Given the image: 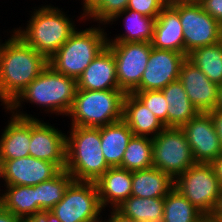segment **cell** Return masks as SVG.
I'll return each mask as SVG.
<instances>
[{"label": "cell", "instance_id": "obj_33", "mask_svg": "<svg viewBox=\"0 0 222 222\" xmlns=\"http://www.w3.org/2000/svg\"><path fill=\"white\" fill-rule=\"evenodd\" d=\"M129 0H104V2L89 16L101 24L108 23L118 13L127 9Z\"/></svg>", "mask_w": 222, "mask_h": 222}, {"label": "cell", "instance_id": "obj_29", "mask_svg": "<svg viewBox=\"0 0 222 222\" xmlns=\"http://www.w3.org/2000/svg\"><path fill=\"white\" fill-rule=\"evenodd\" d=\"M73 180V177L64 169L52 179L34 185L36 205L42 211H50L63 199L67 187Z\"/></svg>", "mask_w": 222, "mask_h": 222}, {"label": "cell", "instance_id": "obj_5", "mask_svg": "<svg viewBox=\"0 0 222 222\" xmlns=\"http://www.w3.org/2000/svg\"><path fill=\"white\" fill-rule=\"evenodd\" d=\"M126 93L120 89H77L72 106L66 116L72 126L100 128L123 119Z\"/></svg>", "mask_w": 222, "mask_h": 222}, {"label": "cell", "instance_id": "obj_19", "mask_svg": "<svg viewBox=\"0 0 222 222\" xmlns=\"http://www.w3.org/2000/svg\"><path fill=\"white\" fill-rule=\"evenodd\" d=\"M95 184L102 208L110 204L116 209L131 196L132 171L110 167Z\"/></svg>", "mask_w": 222, "mask_h": 222}, {"label": "cell", "instance_id": "obj_30", "mask_svg": "<svg viewBox=\"0 0 222 222\" xmlns=\"http://www.w3.org/2000/svg\"><path fill=\"white\" fill-rule=\"evenodd\" d=\"M153 167L152 138L132 136L129 140L120 168L129 171Z\"/></svg>", "mask_w": 222, "mask_h": 222}, {"label": "cell", "instance_id": "obj_45", "mask_svg": "<svg viewBox=\"0 0 222 222\" xmlns=\"http://www.w3.org/2000/svg\"><path fill=\"white\" fill-rule=\"evenodd\" d=\"M216 109L222 110V84L219 85L218 102Z\"/></svg>", "mask_w": 222, "mask_h": 222}, {"label": "cell", "instance_id": "obj_4", "mask_svg": "<svg viewBox=\"0 0 222 222\" xmlns=\"http://www.w3.org/2000/svg\"><path fill=\"white\" fill-rule=\"evenodd\" d=\"M78 89L77 79L56 72L48 65L6 108L17 110L22 101L45 106L47 112L67 115Z\"/></svg>", "mask_w": 222, "mask_h": 222}, {"label": "cell", "instance_id": "obj_18", "mask_svg": "<svg viewBox=\"0 0 222 222\" xmlns=\"http://www.w3.org/2000/svg\"><path fill=\"white\" fill-rule=\"evenodd\" d=\"M81 90L119 89L113 52L106 46L77 79Z\"/></svg>", "mask_w": 222, "mask_h": 222}, {"label": "cell", "instance_id": "obj_6", "mask_svg": "<svg viewBox=\"0 0 222 222\" xmlns=\"http://www.w3.org/2000/svg\"><path fill=\"white\" fill-rule=\"evenodd\" d=\"M107 34L99 26L75 31L48 60L56 72L78 79L86 67L107 46Z\"/></svg>", "mask_w": 222, "mask_h": 222}, {"label": "cell", "instance_id": "obj_13", "mask_svg": "<svg viewBox=\"0 0 222 222\" xmlns=\"http://www.w3.org/2000/svg\"><path fill=\"white\" fill-rule=\"evenodd\" d=\"M181 129L186 135L196 163L210 164L222 153L214 122L209 113H198Z\"/></svg>", "mask_w": 222, "mask_h": 222}, {"label": "cell", "instance_id": "obj_23", "mask_svg": "<svg viewBox=\"0 0 222 222\" xmlns=\"http://www.w3.org/2000/svg\"><path fill=\"white\" fill-rule=\"evenodd\" d=\"M133 133L127 123L120 121L101 127V148L110 167H120L124 152Z\"/></svg>", "mask_w": 222, "mask_h": 222}, {"label": "cell", "instance_id": "obj_42", "mask_svg": "<svg viewBox=\"0 0 222 222\" xmlns=\"http://www.w3.org/2000/svg\"><path fill=\"white\" fill-rule=\"evenodd\" d=\"M211 215L216 219L222 220V191L218 197L216 206Z\"/></svg>", "mask_w": 222, "mask_h": 222}, {"label": "cell", "instance_id": "obj_39", "mask_svg": "<svg viewBox=\"0 0 222 222\" xmlns=\"http://www.w3.org/2000/svg\"><path fill=\"white\" fill-rule=\"evenodd\" d=\"M0 222H24V220L0 205Z\"/></svg>", "mask_w": 222, "mask_h": 222}, {"label": "cell", "instance_id": "obj_12", "mask_svg": "<svg viewBox=\"0 0 222 222\" xmlns=\"http://www.w3.org/2000/svg\"><path fill=\"white\" fill-rule=\"evenodd\" d=\"M186 58L183 53L152 47L140 85L134 91L162 90L178 80Z\"/></svg>", "mask_w": 222, "mask_h": 222}, {"label": "cell", "instance_id": "obj_11", "mask_svg": "<svg viewBox=\"0 0 222 222\" xmlns=\"http://www.w3.org/2000/svg\"><path fill=\"white\" fill-rule=\"evenodd\" d=\"M116 62L119 89L132 93L139 85L152 45L146 42H107Z\"/></svg>", "mask_w": 222, "mask_h": 222}, {"label": "cell", "instance_id": "obj_28", "mask_svg": "<svg viewBox=\"0 0 222 222\" xmlns=\"http://www.w3.org/2000/svg\"><path fill=\"white\" fill-rule=\"evenodd\" d=\"M187 59L197 66L208 79L222 84V41L195 49L187 55Z\"/></svg>", "mask_w": 222, "mask_h": 222}, {"label": "cell", "instance_id": "obj_8", "mask_svg": "<svg viewBox=\"0 0 222 222\" xmlns=\"http://www.w3.org/2000/svg\"><path fill=\"white\" fill-rule=\"evenodd\" d=\"M152 148L153 167L169 174L173 179L196 164L181 128L165 127L152 138Z\"/></svg>", "mask_w": 222, "mask_h": 222}, {"label": "cell", "instance_id": "obj_43", "mask_svg": "<svg viewBox=\"0 0 222 222\" xmlns=\"http://www.w3.org/2000/svg\"><path fill=\"white\" fill-rule=\"evenodd\" d=\"M193 1H196V0H160L161 4L164 7H173L176 5H180L183 3H189V2H193Z\"/></svg>", "mask_w": 222, "mask_h": 222}, {"label": "cell", "instance_id": "obj_16", "mask_svg": "<svg viewBox=\"0 0 222 222\" xmlns=\"http://www.w3.org/2000/svg\"><path fill=\"white\" fill-rule=\"evenodd\" d=\"M61 170L46 160L32 156L4 160L5 185L34 186L55 177Z\"/></svg>", "mask_w": 222, "mask_h": 222}, {"label": "cell", "instance_id": "obj_35", "mask_svg": "<svg viewBox=\"0 0 222 222\" xmlns=\"http://www.w3.org/2000/svg\"><path fill=\"white\" fill-rule=\"evenodd\" d=\"M204 11L222 24V0H197Z\"/></svg>", "mask_w": 222, "mask_h": 222}, {"label": "cell", "instance_id": "obj_1", "mask_svg": "<svg viewBox=\"0 0 222 222\" xmlns=\"http://www.w3.org/2000/svg\"><path fill=\"white\" fill-rule=\"evenodd\" d=\"M48 66V60L17 34L4 42L0 55V101L7 108Z\"/></svg>", "mask_w": 222, "mask_h": 222}, {"label": "cell", "instance_id": "obj_20", "mask_svg": "<svg viewBox=\"0 0 222 222\" xmlns=\"http://www.w3.org/2000/svg\"><path fill=\"white\" fill-rule=\"evenodd\" d=\"M151 45L184 54L183 28L179 13L173 7H164L156 18Z\"/></svg>", "mask_w": 222, "mask_h": 222}, {"label": "cell", "instance_id": "obj_37", "mask_svg": "<svg viewBox=\"0 0 222 222\" xmlns=\"http://www.w3.org/2000/svg\"><path fill=\"white\" fill-rule=\"evenodd\" d=\"M208 113L211 115L214 122L215 130L222 148V110L214 109Z\"/></svg>", "mask_w": 222, "mask_h": 222}, {"label": "cell", "instance_id": "obj_21", "mask_svg": "<svg viewBox=\"0 0 222 222\" xmlns=\"http://www.w3.org/2000/svg\"><path fill=\"white\" fill-rule=\"evenodd\" d=\"M123 120L131 129L133 136L156 137L164 124L133 93L124 99Z\"/></svg>", "mask_w": 222, "mask_h": 222}, {"label": "cell", "instance_id": "obj_9", "mask_svg": "<svg viewBox=\"0 0 222 222\" xmlns=\"http://www.w3.org/2000/svg\"><path fill=\"white\" fill-rule=\"evenodd\" d=\"M102 209L95 182L73 180L50 211L61 222H102Z\"/></svg>", "mask_w": 222, "mask_h": 222}, {"label": "cell", "instance_id": "obj_15", "mask_svg": "<svg viewBox=\"0 0 222 222\" xmlns=\"http://www.w3.org/2000/svg\"><path fill=\"white\" fill-rule=\"evenodd\" d=\"M193 106L199 113H208L216 109L219 85L208 77L187 58L183 62L179 79Z\"/></svg>", "mask_w": 222, "mask_h": 222}, {"label": "cell", "instance_id": "obj_17", "mask_svg": "<svg viewBox=\"0 0 222 222\" xmlns=\"http://www.w3.org/2000/svg\"><path fill=\"white\" fill-rule=\"evenodd\" d=\"M20 110H9L12 117L0 138V154L4 160L30 156L31 118L34 117Z\"/></svg>", "mask_w": 222, "mask_h": 222}, {"label": "cell", "instance_id": "obj_46", "mask_svg": "<svg viewBox=\"0 0 222 222\" xmlns=\"http://www.w3.org/2000/svg\"><path fill=\"white\" fill-rule=\"evenodd\" d=\"M4 179V159L0 154V179Z\"/></svg>", "mask_w": 222, "mask_h": 222}, {"label": "cell", "instance_id": "obj_26", "mask_svg": "<svg viewBox=\"0 0 222 222\" xmlns=\"http://www.w3.org/2000/svg\"><path fill=\"white\" fill-rule=\"evenodd\" d=\"M0 205L23 220L42 212L36 205L33 186L6 185V192L0 196Z\"/></svg>", "mask_w": 222, "mask_h": 222}, {"label": "cell", "instance_id": "obj_3", "mask_svg": "<svg viewBox=\"0 0 222 222\" xmlns=\"http://www.w3.org/2000/svg\"><path fill=\"white\" fill-rule=\"evenodd\" d=\"M74 24L58 7L45 5L33 12L26 30L14 33L49 60L77 30Z\"/></svg>", "mask_w": 222, "mask_h": 222}, {"label": "cell", "instance_id": "obj_25", "mask_svg": "<svg viewBox=\"0 0 222 222\" xmlns=\"http://www.w3.org/2000/svg\"><path fill=\"white\" fill-rule=\"evenodd\" d=\"M125 22V34L115 37L114 40L107 39V42H146L151 43L154 33V26L156 19L153 17L145 16L137 11L125 9L114 16L107 24L116 21V18L122 17Z\"/></svg>", "mask_w": 222, "mask_h": 222}, {"label": "cell", "instance_id": "obj_7", "mask_svg": "<svg viewBox=\"0 0 222 222\" xmlns=\"http://www.w3.org/2000/svg\"><path fill=\"white\" fill-rule=\"evenodd\" d=\"M176 188L204 215L211 214L222 191L210 164L196 163L174 179Z\"/></svg>", "mask_w": 222, "mask_h": 222}, {"label": "cell", "instance_id": "obj_24", "mask_svg": "<svg viewBox=\"0 0 222 222\" xmlns=\"http://www.w3.org/2000/svg\"><path fill=\"white\" fill-rule=\"evenodd\" d=\"M162 92L168 104L167 127L181 128L199 113L179 80L168 84Z\"/></svg>", "mask_w": 222, "mask_h": 222}, {"label": "cell", "instance_id": "obj_40", "mask_svg": "<svg viewBox=\"0 0 222 222\" xmlns=\"http://www.w3.org/2000/svg\"><path fill=\"white\" fill-rule=\"evenodd\" d=\"M113 211V212H112ZM110 213L111 216L109 217L108 221L102 222H137L134 219L125 217L122 213H120L117 209H113Z\"/></svg>", "mask_w": 222, "mask_h": 222}, {"label": "cell", "instance_id": "obj_32", "mask_svg": "<svg viewBox=\"0 0 222 222\" xmlns=\"http://www.w3.org/2000/svg\"><path fill=\"white\" fill-rule=\"evenodd\" d=\"M167 127V101L162 90L132 92Z\"/></svg>", "mask_w": 222, "mask_h": 222}, {"label": "cell", "instance_id": "obj_10", "mask_svg": "<svg viewBox=\"0 0 222 222\" xmlns=\"http://www.w3.org/2000/svg\"><path fill=\"white\" fill-rule=\"evenodd\" d=\"M183 28L184 54L222 41V24L203 10L196 0L173 6Z\"/></svg>", "mask_w": 222, "mask_h": 222}, {"label": "cell", "instance_id": "obj_44", "mask_svg": "<svg viewBox=\"0 0 222 222\" xmlns=\"http://www.w3.org/2000/svg\"><path fill=\"white\" fill-rule=\"evenodd\" d=\"M198 222H222V220L214 218L211 214L203 215Z\"/></svg>", "mask_w": 222, "mask_h": 222}, {"label": "cell", "instance_id": "obj_36", "mask_svg": "<svg viewBox=\"0 0 222 222\" xmlns=\"http://www.w3.org/2000/svg\"><path fill=\"white\" fill-rule=\"evenodd\" d=\"M24 222H61L51 211H42L28 217Z\"/></svg>", "mask_w": 222, "mask_h": 222}, {"label": "cell", "instance_id": "obj_14", "mask_svg": "<svg viewBox=\"0 0 222 222\" xmlns=\"http://www.w3.org/2000/svg\"><path fill=\"white\" fill-rule=\"evenodd\" d=\"M66 136L61 130L31 118L30 156L54 163L60 170L66 166Z\"/></svg>", "mask_w": 222, "mask_h": 222}, {"label": "cell", "instance_id": "obj_31", "mask_svg": "<svg viewBox=\"0 0 222 222\" xmlns=\"http://www.w3.org/2000/svg\"><path fill=\"white\" fill-rule=\"evenodd\" d=\"M203 215L176 188L164 197L162 222H198Z\"/></svg>", "mask_w": 222, "mask_h": 222}, {"label": "cell", "instance_id": "obj_47", "mask_svg": "<svg viewBox=\"0 0 222 222\" xmlns=\"http://www.w3.org/2000/svg\"><path fill=\"white\" fill-rule=\"evenodd\" d=\"M3 45H4V43H0V55H1V51H2V48H3Z\"/></svg>", "mask_w": 222, "mask_h": 222}, {"label": "cell", "instance_id": "obj_27", "mask_svg": "<svg viewBox=\"0 0 222 222\" xmlns=\"http://www.w3.org/2000/svg\"><path fill=\"white\" fill-rule=\"evenodd\" d=\"M116 209L137 222H162L164 198H140L131 195Z\"/></svg>", "mask_w": 222, "mask_h": 222}, {"label": "cell", "instance_id": "obj_38", "mask_svg": "<svg viewBox=\"0 0 222 222\" xmlns=\"http://www.w3.org/2000/svg\"><path fill=\"white\" fill-rule=\"evenodd\" d=\"M104 0H83V12L80 16L85 19H87L102 3ZM87 17V18H86Z\"/></svg>", "mask_w": 222, "mask_h": 222}, {"label": "cell", "instance_id": "obj_2", "mask_svg": "<svg viewBox=\"0 0 222 222\" xmlns=\"http://www.w3.org/2000/svg\"><path fill=\"white\" fill-rule=\"evenodd\" d=\"M65 170L75 181L96 182L110 166L101 148V127L71 126Z\"/></svg>", "mask_w": 222, "mask_h": 222}, {"label": "cell", "instance_id": "obj_22", "mask_svg": "<svg viewBox=\"0 0 222 222\" xmlns=\"http://www.w3.org/2000/svg\"><path fill=\"white\" fill-rule=\"evenodd\" d=\"M173 188L174 179L155 167L132 171L131 195L133 196L164 198Z\"/></svg>", "mask_w": 222, "mask_h": 222}, {"label": "cell", "instance_id": "obj_34", "mask_svg": "<svg viewBox=\"0 0 222 222\" xmlns=\"http://www.w3.org/2000/svg\"><path fill=\"white\" fill-rule=\"evenodd\" d=\"M164 6L160 0H129L127 9L137 11L145 16L157 18Z\"/></svg>", "mask_w": 222, "mask_h": 222}, {"label": "cell", "instance_id": "obj_41", "mask_svg": "<svg viewBox=\"0 0 222 222\" xmlns=\"http://www.w3.org/2000/svg\"><path fill=\"white\" fill-rule=\"evenodd\" d=\"M222 187V153L210 163Z\"/></svg>", "mask_w": 222, "mask_h": 222}]
</instances>
